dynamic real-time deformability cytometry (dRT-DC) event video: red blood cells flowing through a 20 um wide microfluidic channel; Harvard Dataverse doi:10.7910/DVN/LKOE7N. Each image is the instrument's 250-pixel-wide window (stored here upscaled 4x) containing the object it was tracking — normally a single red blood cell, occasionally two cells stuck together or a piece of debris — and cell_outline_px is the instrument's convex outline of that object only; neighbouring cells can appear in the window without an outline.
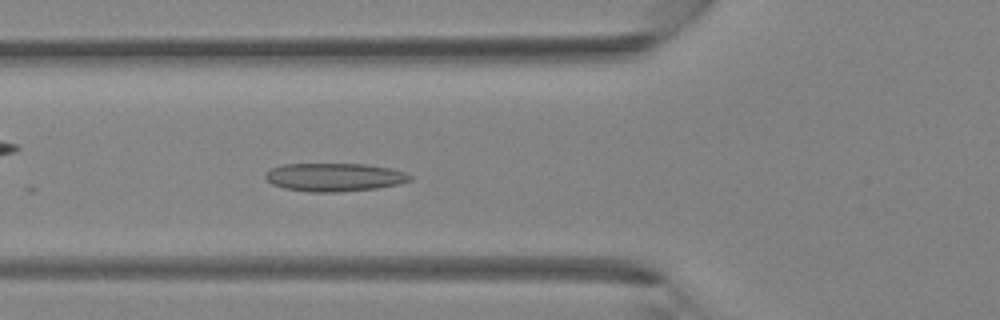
{"species": "Egyptian fruit bat (a non-hibernating species)", "species_latin": "Rousettus aegyptiacus", "temperature_condition": "room temperature", "stored_images_in_passage": 22, "camera_frame_rate_fps": 3000, "um_per_image_px": 0.085, "animal": {"sex": "female"}, "frame": {"image": 1, "passage_image": 10, "time_ms": 3.0, "image_size_px": [1000, 320], "cell_outline_px": [[412, 180], [400, 184], [376, 188], [340, 192], [308, 192], [284, 188], [272, 184], [264, 176], [272, 168], [284, 164], [368, 164], [392, 168], [408, 172], [412, 176]], "centroid_in_image_um": [28.49, 15.06], "position_along_channel_um": 97.3, "area_um2": 23.99}}
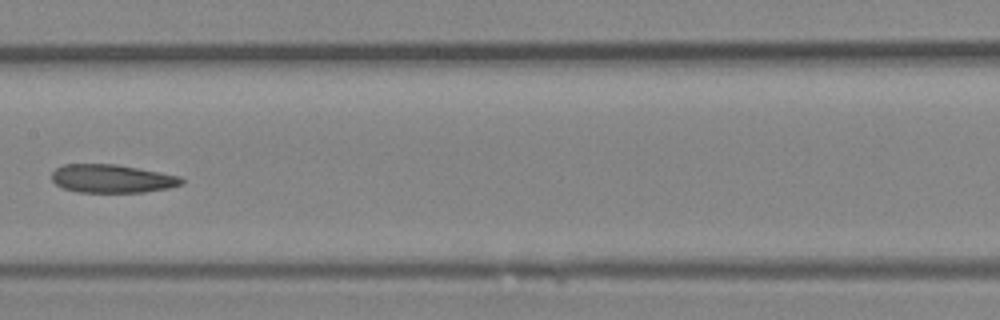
{"frame": {"image": 2, "passage_image": 16, "time_ms": 5.0, "image_size_px": [1000, 320], "cell_outline_px": [[184, 184], [168, 188], [144, 192], [76, 192], [64, 188], [56, 184], [52, 180], [52, 172], [56, 168], [64, 164], [116, 164], [160, 172], [180, 176], [184, 180]], "centroid_in_image_um": [9.53, 15.18], "position_along_channel_um": 197.9, "area_um2": 21.44}}
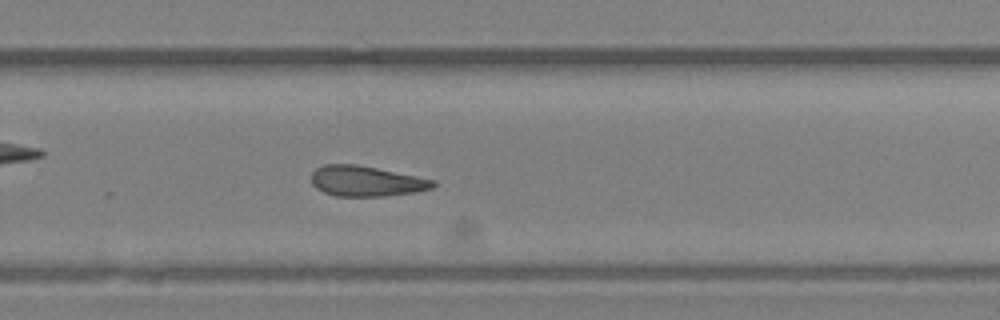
{"frame": {"image": 3, "passage_image": 22, "time_ms": 7.0, "image_size_px": [1000, 320], "cell_outline_px": [[436, 184], [432, 188], [416, 192], [384, 196], [336, 196], [324, 192], [316, 188], [312, 184], [312, 172], [316, 168], [324, 164], [352, 164], [376, 168], [436, 180]], "centroid_in_image_um": [31.12, 15.4], "position_along_channel_um": 298.7, "area_um2": 21.44}}